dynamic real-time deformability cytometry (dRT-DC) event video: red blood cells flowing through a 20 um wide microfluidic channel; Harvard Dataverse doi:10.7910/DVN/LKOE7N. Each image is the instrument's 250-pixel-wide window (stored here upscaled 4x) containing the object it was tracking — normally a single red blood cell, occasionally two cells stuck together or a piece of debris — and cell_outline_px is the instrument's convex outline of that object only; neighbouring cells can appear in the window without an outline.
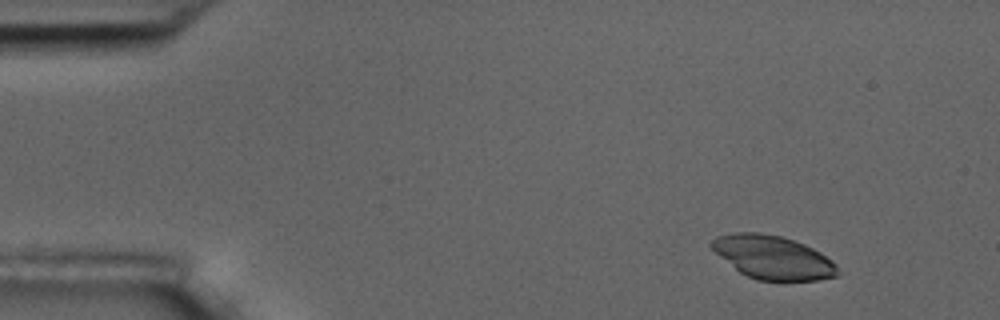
{"species": "common noctule bat (a hibernating species)", "species_latin": "Nyctalus noctula", "temperature_condition": "room temperature", "stored_images_in_passage": 5, "camera_frame_rate_fps": 3000, "um_per_image_px": 0.085, "animal": {"sex": "male", "body_mass_g": 17.5, "forearm_length_mm": 52.3}, "frame": {"image": 1, "passage_image": 1, "time_ms": 0.0, "image_size_px": [1000, 320], "cell_outline_px": [[840, 276], [816, 280], [756, 280], [740, 272], [720, 256], [708, 244], [716, 236], [736, 232], [760, 232], [780, 236], [804, 244], [820, 252], [832, 260], [836, 264], [840, 272]], "centroid_in_image_um": [65.72, 21.87], "position_along_channel_um": 19.3, "area_um2": 31.79}}